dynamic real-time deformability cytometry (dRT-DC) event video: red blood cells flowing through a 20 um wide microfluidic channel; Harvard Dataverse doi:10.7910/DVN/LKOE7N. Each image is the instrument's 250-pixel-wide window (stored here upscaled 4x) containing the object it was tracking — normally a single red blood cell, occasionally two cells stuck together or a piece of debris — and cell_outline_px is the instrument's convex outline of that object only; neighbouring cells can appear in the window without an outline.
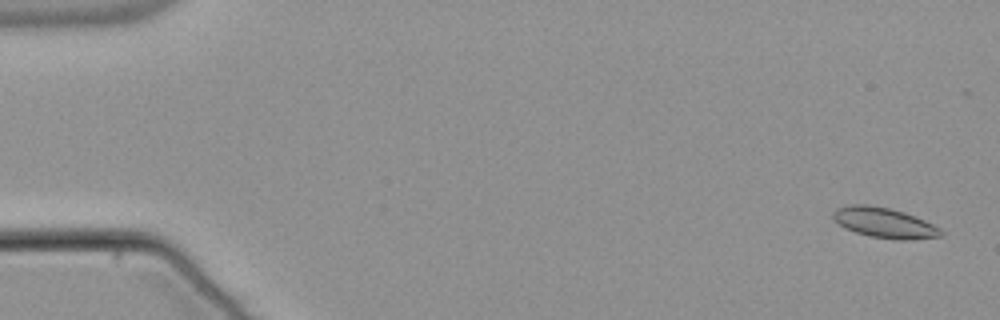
{"species": "common noctule bat (a hibernating species)", "species_latin": "Nyctalus noctula", "temperature_condition": "warm", "stored_images_in_passage": 55, "camera_frame_rate_fps": 3000, "um_per_image_px": 0.085, "animal": {"sex": "male", "body_mass_g": 21.5, "forearm_length_mm": 52.0}, "frame": {"image": 1, "passage_image": 2, "time_ms": 0.333, "image_size_px": [1000, 320], "cell_outline_px": [[944, 232], [940, 236], [908, 240], [896, 240], [872, 236], [856, 232], [844, 228], [832, 216], [832, 212], [836, 208], [852, 204], [864, 204], [888, 208], [904, 212], [924, 220], [940, 228]], "centroid_in_image_um": [75.16, 18.93], "position_along_channel_um": 9.8, "area_um2": 18.79}}
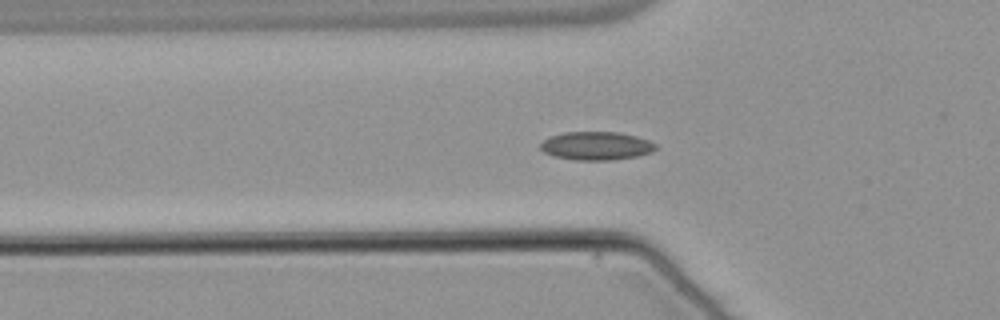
{"frame": {"image": 2, "passage_image": 19, "time_ms": 6.0, "image_size_px": [1000, 320], "cell_outline_px": [[656, 148], [652, 152], [636, 156], [612, 160], [576, 160], [556, 156], [544, 152], [540, 148], [540, 144], [544, 140], [552, 136], [564, 132], [620, 132], [636, 136], [648, 140], [656, 144]], "centroid_in_image_um": [50.7, 12.39], "position_along_channel_um": 75.1, "area_um2": 18.9}}
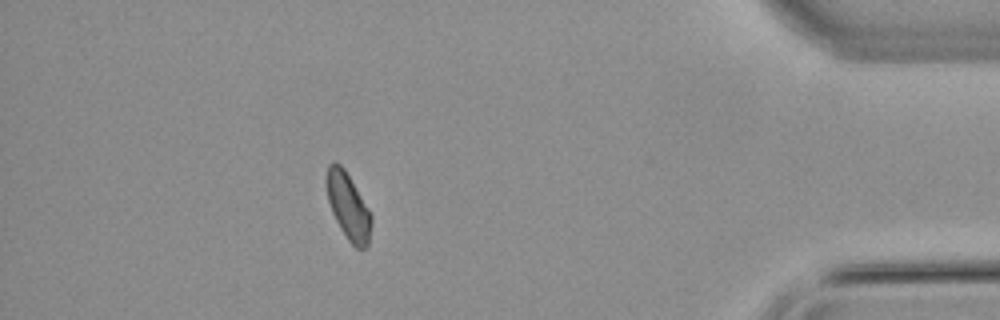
{"frame": {"image": 3, "passage_image": 49, "time_ms": 16.0, "image_size_px": [1000, 320], "cell_outline_px": [[372, 224], [368, 244], [364, 248], [356, 248], [348, 240], [340, 228], [332, 212], [328, 200], [324, 180], [328, 164], [332, 160], [336, 160], [344, 168], [368, 208], [372, 216]], "centroid_in_image_um": [29.56, 17.48], "position_along_channel_um": 405.6, "area_um2": 17.51}, "authors_computed_cell_mechanics": {"area_um2": 18.0336, "velocity_mm_per_s": 3.7809, "shape_relaxation_time_tau1_ms": null, "shape_relaxation_time_tau2_ms": 3.5089, "deformation_change_tau1": null, "deformation_change_tau2": 0.0953}}